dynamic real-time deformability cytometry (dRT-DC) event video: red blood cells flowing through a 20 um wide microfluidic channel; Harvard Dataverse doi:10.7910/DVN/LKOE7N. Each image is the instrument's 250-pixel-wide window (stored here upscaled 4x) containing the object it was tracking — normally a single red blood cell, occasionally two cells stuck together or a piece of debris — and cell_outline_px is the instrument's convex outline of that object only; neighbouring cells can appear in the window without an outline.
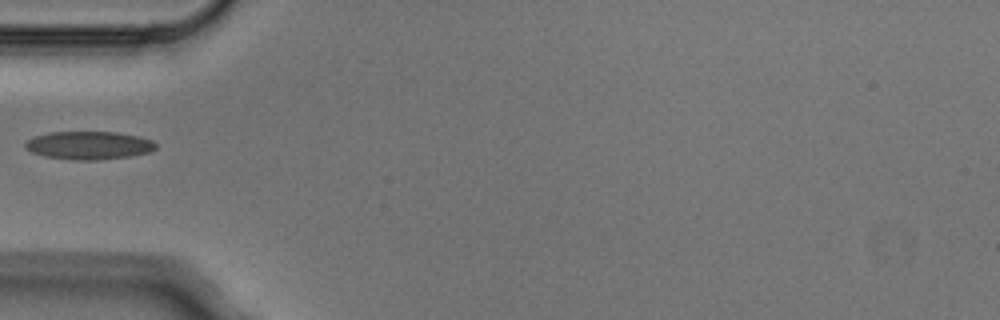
{"species": "Egyptian fruit bat (a non-hibernating species)", "species_latin": "Rousettus aegyptiacus", "temperature_condition": "cold", "stored_images_in_passage": 1, "camera_frame_rate_fps": 3000, "um_per_image_px": 0.085, "animal": {"sex": "male"}, "frame": {"image": 1, "passage_image": 1, "time_ms": 0.0, "image_size_px": [1000, 320], "cell_outline_px": [[156, 148], [148, 152], [132, 156], [96, 160], [72, 160], [44, 156], [32, 152], [24, 148], [24, 144], [28, 140], [36, 136], [48, 132], [116, 132], [140, 136], [152, 140], [156, 144]], "centroid_in_image_um": [7.56, 12.35], "position_along_channel_um": 77.4, "area_um2": 21.44}}